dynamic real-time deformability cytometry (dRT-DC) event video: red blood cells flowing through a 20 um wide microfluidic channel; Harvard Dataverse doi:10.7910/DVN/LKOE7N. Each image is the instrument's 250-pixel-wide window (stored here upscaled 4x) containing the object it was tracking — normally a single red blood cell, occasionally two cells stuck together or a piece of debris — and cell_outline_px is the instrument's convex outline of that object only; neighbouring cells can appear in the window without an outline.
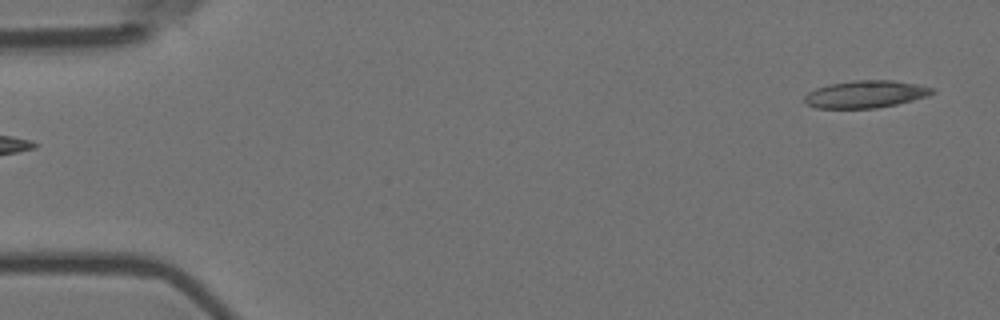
{"species": "Egyptian fruit bat (a non-hibernating species)", "species_latin": "Rousettus aegyptiacus", "temperature_condition": "room temperature", "stored_images_in_passage": 3, "segment_of_instrument_passage": [2, 2], "camera_frame_rate_fps": 3000, "um_per_image_px": 0.085, "animal": {"sex": "female"}, "frame": {"image": 1, "passage_image": 3, "time_ms": 0.667, "image_size_px": [1000, 320], "cell_outline_px": [[936, 92], [928, 96], [896, 104], [876, 108], [816, 108], [808, 104], [804, 100], [804, 96], [808, 92], [816, 88], [828, 84], [856, 80], [892, 80], [916, 84], [936, 88]], "centroid_in_image_um": [73.59, 8.0], "position_along_channel_um": 11.4, "area_um2": 20.35}}